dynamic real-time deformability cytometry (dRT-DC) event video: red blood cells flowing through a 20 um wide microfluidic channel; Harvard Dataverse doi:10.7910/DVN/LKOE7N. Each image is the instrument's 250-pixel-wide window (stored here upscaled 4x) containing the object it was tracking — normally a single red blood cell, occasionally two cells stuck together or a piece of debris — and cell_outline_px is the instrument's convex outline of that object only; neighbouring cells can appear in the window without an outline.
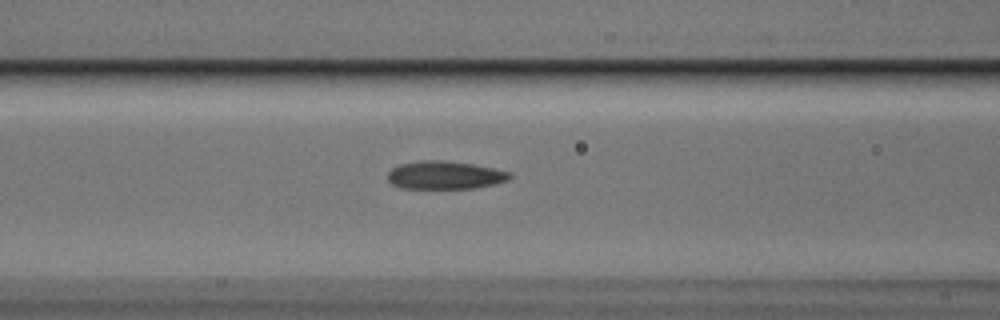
{"species": "Egyptian fruit bat (a non-hibernating species)", "species_latin": "Rousettus aegyptiacus", "temperature_condition": "cold", "stored_images_in_passage": 13, "camera_frame_rate_fps": 3000, "um_per_image_px": 0.085, "animal": {"sex": "male"}, "frame": {"image": 1, "passage_image": 8, "time_ms": 2.333, "image_size_px": [1000, 320], "cell_outline_px": [[512, 176], [508, 180], [492, 184], [472, 188], [400, 188], [392, 184], [388, 180], [388, 172], [392, 168], [400, 164], [420, 160], [440, 160], [472, 164], [512, 172]], "centroid_in_image_um": [37.79, 14.88], "position_along_channel_um": 128.8, "area_um2": 19.83}}
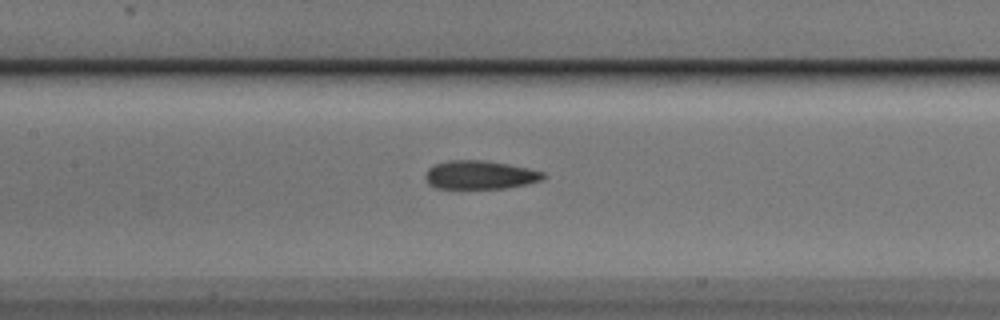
{"frame": {"image": 2, "passage_image": 11, "time_ms": 3.333, "image_size_px": [1000, 320], "cell_outline_px": [[548, 176], [540, 180], [524, 184], [504, 188], [436, 188], [428, 184], [424, 176], [428, 168], [436, 164], [448, 160], [484, 160], [508, 164], [528, 168], [544, 172]], "centroid_in_image_um": [40.77, 14.86], "position_along_channel_um": 166.6, "area_um2": 19.54}}